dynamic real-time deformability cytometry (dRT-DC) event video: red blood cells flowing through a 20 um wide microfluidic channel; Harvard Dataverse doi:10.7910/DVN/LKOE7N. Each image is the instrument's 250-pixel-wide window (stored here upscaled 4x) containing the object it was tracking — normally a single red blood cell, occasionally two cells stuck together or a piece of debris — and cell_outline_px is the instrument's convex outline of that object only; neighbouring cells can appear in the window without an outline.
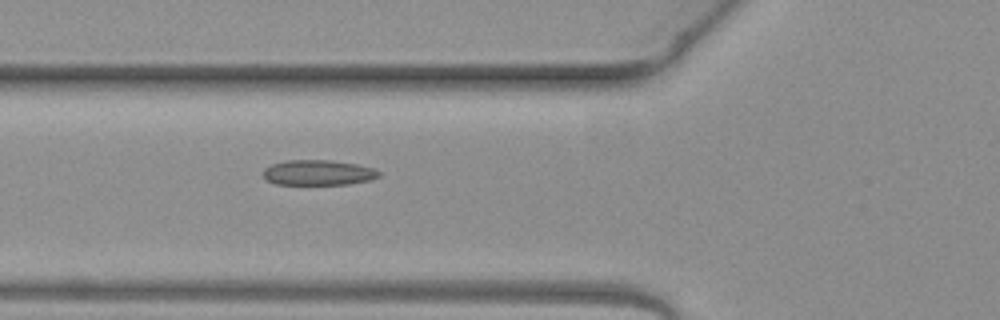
{"species": "common noctule bat (a hibernating species)", "species_latin": "Nyctalus noctula", "temperature_condition": "warm", "stored_images_in_passage": 6, "camera_frame_rate_fps": 3000, "um_per_image_px": 0.085, "animal": {"sex": "female", "body_mass_g": 19.3, "forearm_length_mm": 54.1}, "frame": {"image": 1, "passage_image": 6, "time_ms": 1.667, "image_size_px": [1000, 320], "cell_outline_px": [[380, 176], [368, 180], [348, 184], [276, 184], [264, 180], [264, 168], [272, 164], [288, 160], [332, 160], [356, 164], [372, 168], [380, 172]], "centroid_in_image_um": [27.02, 14.67], "position_along_channel_um": 98.8, "area_um2": 16.94}}